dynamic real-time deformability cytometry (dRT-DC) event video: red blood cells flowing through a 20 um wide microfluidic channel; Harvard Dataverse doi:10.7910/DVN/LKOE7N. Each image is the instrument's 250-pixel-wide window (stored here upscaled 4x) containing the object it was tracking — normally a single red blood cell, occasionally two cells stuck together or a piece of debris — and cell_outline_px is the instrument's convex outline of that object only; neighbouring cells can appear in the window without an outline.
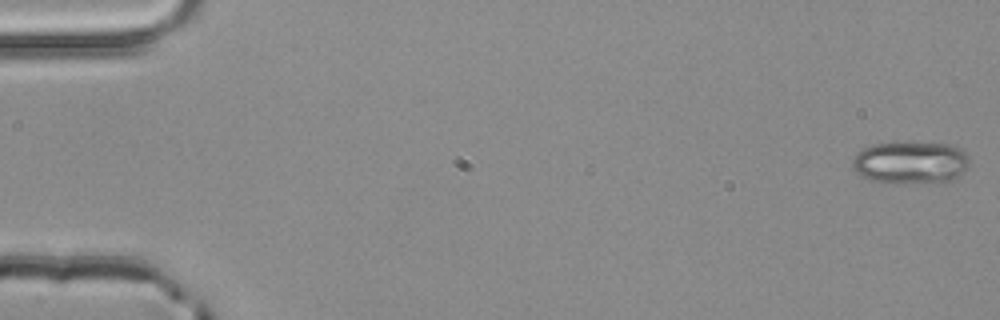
{"species": "common noctule bat (a hibernating species)", "species_latin": "Nyctalus noctula", "temperature_condition": "room temperature", "stored_images_in_passage": 4, "camera_frame_rate_fps": 3000, "um_per_image_px": 0.085, "animal": {"sex": "male", "body_mass_g": 20.4}, "frame": {"image": 1, "passage_image": 1, "time_ms": 0.0, "image_size_px": [1000, 320], "cell_outline_px": [[968, 168], [960, 176], [952, 180], [868, 180], [860, 176], [852, 168], [852, 160], [856, 152], [872, 144], [904, 140], [952, 144], [960, 148], [968, 156]], "centroid_in_image_um": [77.38, 13.71], "position_along_channel_um": 7.6, "area_um2": 28.78}}